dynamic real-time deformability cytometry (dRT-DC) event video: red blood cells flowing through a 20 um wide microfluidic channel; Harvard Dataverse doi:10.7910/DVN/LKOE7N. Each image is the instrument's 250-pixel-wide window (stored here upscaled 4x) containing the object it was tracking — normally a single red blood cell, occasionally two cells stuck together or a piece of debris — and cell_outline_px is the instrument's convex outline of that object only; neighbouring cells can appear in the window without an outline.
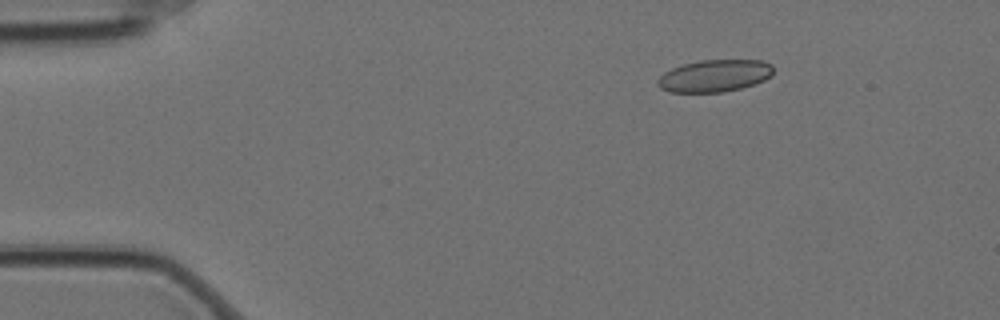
{"species": "Egyptian fruit bat (a non-hibernating species)", "species_latin": "Rousettus aegyptiacus", "temperature_condition": "cold", "stored_images_in_passage": 8, "camera_frame_rate_fps": 3000, "um_per_image_px": 0.085, "animal": {"sex": "female"}, "frame": {"image": 1, "passage_image": 2, "time_ms": 0.333, "image_size_px": [1000, 320], "cell_outline_px": [[772, 76], [756, 84], [724, 92], [668, 92], [660, 88], [656, 84], [656, 80], [664, 72], [672, 68], [684, 64], [700, 60], [764, 60], [772, 64]], "centroid_in_image_um": [60.73, 6.44], "position_along_channel_um": 24.3, "area_um2": 21.85}}
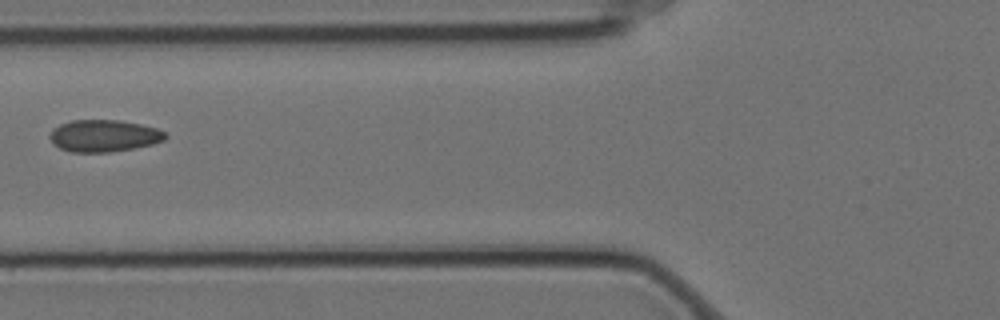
{"frame": {"image": 2, "passage_image": 6, "time_ms": 1.667, "image_size_px": [1000, 320], "cell_outline_px": [[168, 136], [164, 140], [152, 144], [132, 148], [108, 152], [72, 152], [60, 148], [52, 144], [48, 136], [52, 128], [60, 124], [72, 120], [120, 120], [140, 124], [156, 128], [164, 132]], "centroid_in_image_um": [8.78, 11.54], "position_along_channel_um": 117.0, "area_um2": 21.56}}
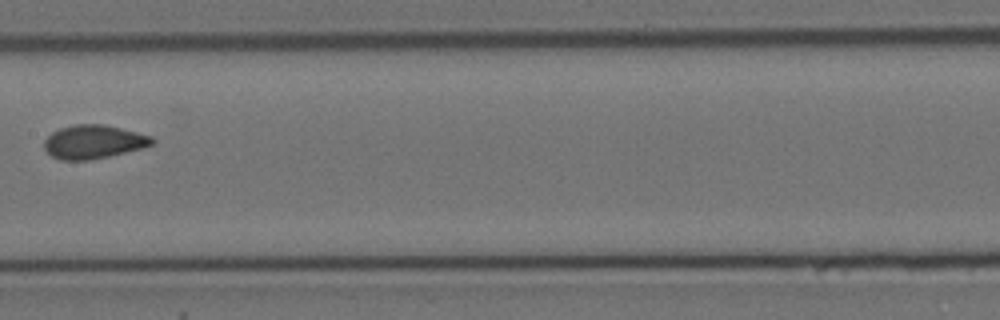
{"frame": {"image": 3, "passage_image": 8, "time_ms": 2.333, "image_size_px": [1000, 320], "cell_outline_px": [[156, 140], [152, 144], [140, 148], [108, 156], [88, 160], [60, 160], [52, 156], [44, 148], [44, 140], [52, 132], [60, 128], [76, 124], [104, 124], [152, 136]], "centroid_in_image_um": [7.93, 12.05], "position_along_channel_um": 199.5, "area_um2": 20.92}}